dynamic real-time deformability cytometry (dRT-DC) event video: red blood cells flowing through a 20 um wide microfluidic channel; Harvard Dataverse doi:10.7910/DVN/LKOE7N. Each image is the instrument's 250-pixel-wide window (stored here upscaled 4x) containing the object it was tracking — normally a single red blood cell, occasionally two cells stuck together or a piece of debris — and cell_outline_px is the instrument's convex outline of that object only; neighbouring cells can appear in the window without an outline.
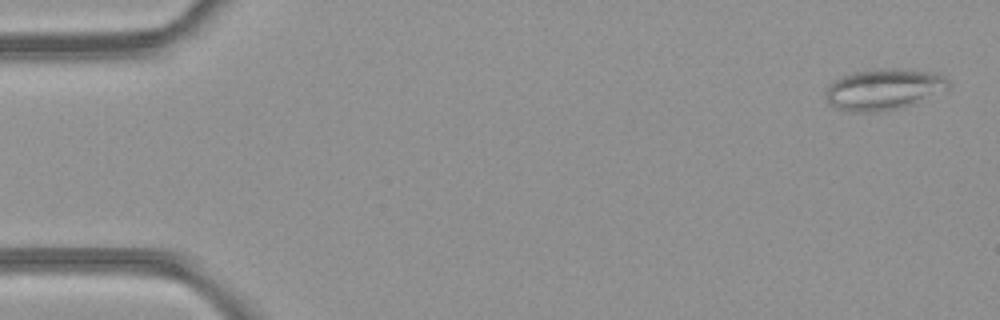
{"species": "common noctule bat (a hibernating species)", "species_latin": "Nyctalus noctula", "temperature_condition": "room temperature", "stored_images_in_passage": 49, "camera_frame_rate_fps": 3000, "um_per_image_px": 0.085, "animal": {"sex": "female", "body_mass_g": 21.9}, "frame": {"image": 1, "passage_image": 2, "time_ms": 0.333, "image_size_px": [1000, 320], "cell_outline_px": [[952, 84], [948, 88], [896, 108], [880, 112], [844, 112], [828, 104], [824, 100], [828, 84], [844, 76], [856, 72], [892, 68], [900, 68], [936, 72], [944, 76]], "centroid_in_image_um": [75.05, 7.59], "position_along_channel_um": 10.0, "area_um2": 29.02}}
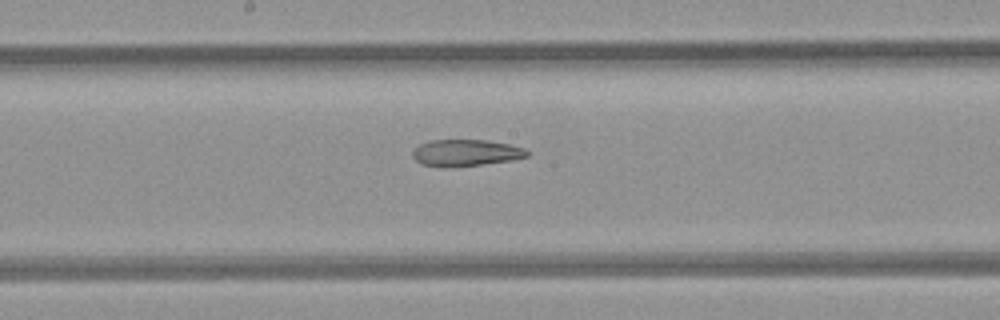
{"frame": {"image": 2, "passage_image": 26, "time_ms": 8.333, "image_size_px": [1000, 320], "cell_outline_px": [[528, 156], [512, 160], [480, 164], [444, 168], [420, 164], [412, 156], [412, 152], [420, 144], [428, 140], [488, 140], [508, 144], [524, 148], [528, 152]], "centroid_in_image_um": [39.55, 12.99], "position_along_channel_um": 208.6, "area_um2": 17.74}}
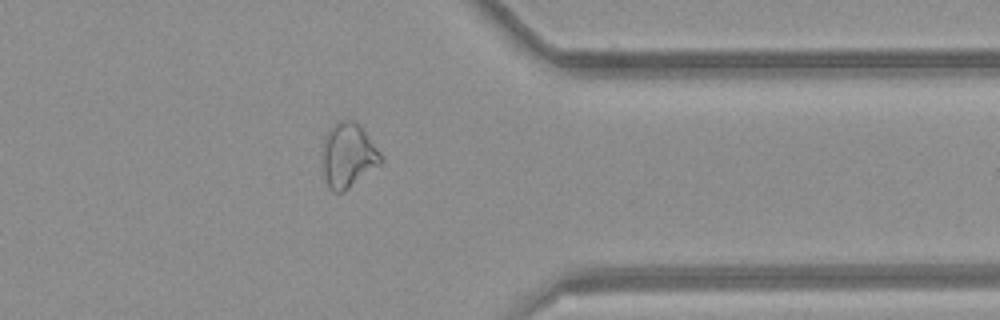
{"frame": {"image": 3, "passage_image": 39, "time_ms": 12.667, "image_size_px": [1000, 320], "cell_outline_px": [[384, 160], [380, 164], [344, 192], [332, 192], [328, 188], [324, 176], [320, 160], [324, 136], [340, 120], [356, 120], [380, 152]], "centroid_in_image_um": [29.55, 13.23], "position_along_channel_um": 381.8, "area_um2": 22.2}, "authors_computed_cell_mechanics": {"area_um2": 23.2934, "velocity_mm_per_s": 4.2531, "shape_relaxation_time_tau1_ms": null, "shape_relaxation_time_tau2_ms": 6.2305, "deformation_change_tau1": null, "deformation_change_tau2": 0.161}}